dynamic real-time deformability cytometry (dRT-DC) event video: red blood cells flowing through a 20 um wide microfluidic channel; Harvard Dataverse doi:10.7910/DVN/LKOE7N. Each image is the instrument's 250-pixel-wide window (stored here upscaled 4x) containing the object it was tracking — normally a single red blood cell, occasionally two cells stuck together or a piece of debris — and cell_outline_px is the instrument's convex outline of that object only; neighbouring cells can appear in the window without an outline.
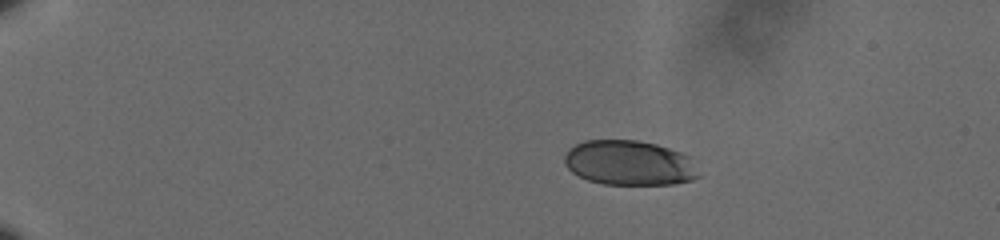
{"species": "human", "species_latin": "Homo sapiens", "temperature_condition": "cold", "stored_images_in_passage": 49, "camera_frame_rate_fps": 3000, "um_per_image_px": 0.085, "donor": {"sex": "male"}, "frame": {"image": 1, "passage_image": 1, "time_ms": 0.0, "image_size_px": [1000, 240], "cell_outline_px": [[700, 176], [692, 180], [672, 184], [604, 184], [588, 180], [572, 172], [564, 164], [564, 156], [576, 144], [584, 140], [636, 140], [656, 144], [692, 156]], "centroid_in_image_um": [53.53, 13.85], "position_along_channel_um": 31.5, "area_um2": 35.14}}
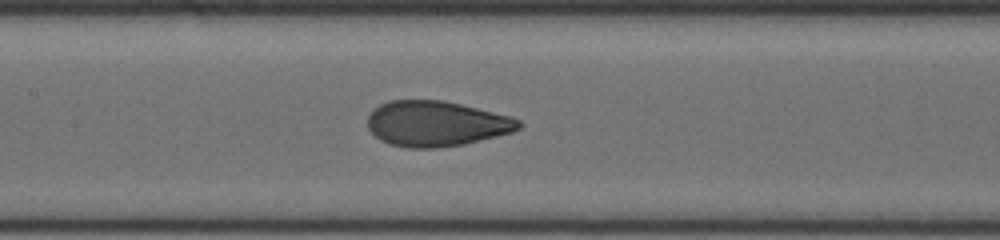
{"frame": {"image": 2, "passage_image": 21, "time_ms": 6.667, "image_size_px": [1000, 240], "cell_outline_px": [[524, 124], [520, 128], [512, 132], [464, 144], [436, 148], [408, 148], [388, 144], [380, 140], [368, 128], [368, 116], [372, 108], [388, 100], [444, 100], [508, 116], [520, 120]], "centroid_in_image_um": [37.04, 10.51], "position_along_channel_um": 170.4, "area_um2": 40.0}}
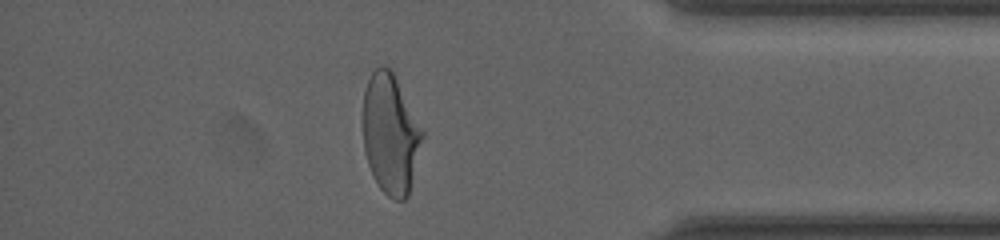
{"frame": {"image": 3, "passage_image": 42, "time_ms": 13.667, "image_size_px": [1000, 240], "cell_outline_px": [[424, 136], [408, 196], [404, 200], [392, 200], [380, 188], [372, 176], [364, 152], [364, 92], [368, 80], [372, 72], [380, 64], [388, 68], [392, 72], [424, 132]], "centroid_in_image_um": [33.19, 11.43], "position_along_channel_um": 402.0, "area_um2": 41.04}, "authors_computed_cell_mechanics": {"area_um2": 40.1132, "velocity_mm_per_s": 3.5988, "shape_relaxation_time_tau1_ms": 3.7603, "shape_relaxation_time_tau2_ms": null, "deformation_change_tau1": 0.1689, "deformation_change_tau2": null}}